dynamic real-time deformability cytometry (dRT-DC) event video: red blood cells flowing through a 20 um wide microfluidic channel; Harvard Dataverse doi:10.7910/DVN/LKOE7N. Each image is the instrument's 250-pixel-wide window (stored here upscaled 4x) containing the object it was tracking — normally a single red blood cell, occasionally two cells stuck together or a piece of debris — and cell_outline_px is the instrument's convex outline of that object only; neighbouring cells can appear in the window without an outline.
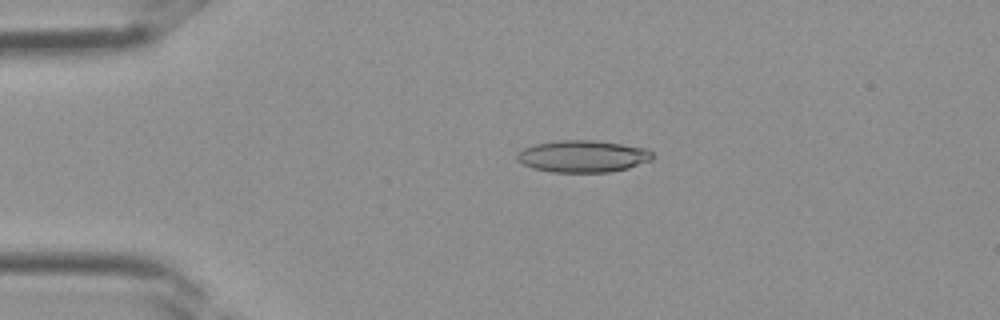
{"species": "Egyptian fruit bat (a non-hibernating species)", "species_latin": "Rousettus aegyptiacus", "temperature_condition": "room temperature", "stored_images_in_passage": 3, "camera_frame_rate_fps": 3000, "um_per_image_px": 0.085, "frame": {"image": 1, "passage_image": 2, "time_ms": 0.333, "image_size_px": [1000, 320], "cell_outline_px": [[652, 160], [628, 168], [608, 172], [552, 172], [532, 168], [516, 160], [516, 152], [524, 148], [536, 144], [560, 140], [592, 140], [648, 148], [652, 152]], "centroid_in_image_um": [49.52, 13.28], "position_along_channel_um": 35.5, "area_um2": 25.2}}
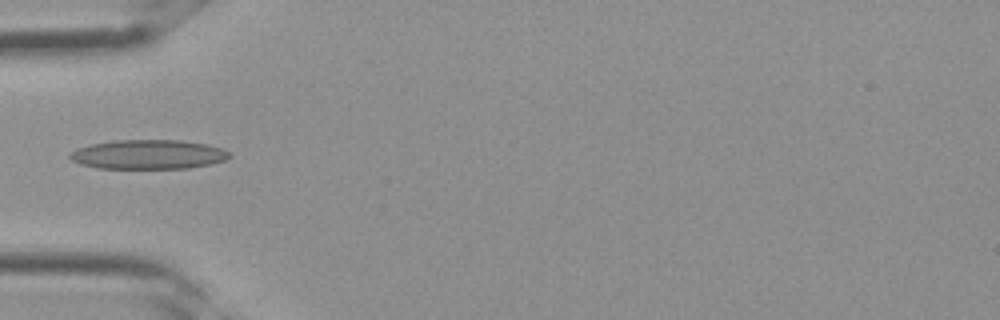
{"frame": {"image": 2, "passage_image": 3, "time_ms": 0.667, "image_size_px": [1000, 320], "cell_outline_px": [[232, 156], [224, 160], [212, 164], [188, 168], [96, 168], [80, 164], [72, 160], [68, 156], [76, 148], [92, 144], [112, 140], [180, 140], [208, 144], [224, 148], [232, 152]], "centroid_in_image_um": [12.65, 13.12], "position_along_channel_um": 72.3, "area_um2": 27.51}}